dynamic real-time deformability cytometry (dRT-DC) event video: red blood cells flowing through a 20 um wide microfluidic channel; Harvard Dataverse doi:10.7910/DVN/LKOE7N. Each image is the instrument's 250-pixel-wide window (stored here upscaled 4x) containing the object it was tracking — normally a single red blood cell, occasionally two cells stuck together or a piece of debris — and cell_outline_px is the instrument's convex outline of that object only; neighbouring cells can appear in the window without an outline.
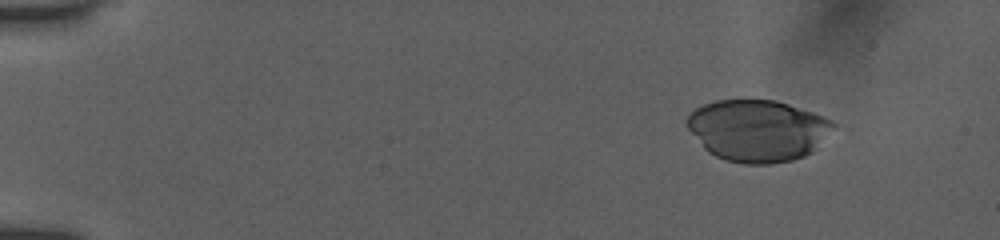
{"species": "human", "species_latin": "Homo sapiens", "temperature_condition": "room temperature", "stored_images_in_passage": 35, "camera_frame_rate_fps": 3000, "um_per_image_px": 0.085, "donor": {"sex": "female"}, "frame": {"image": 1, "passage_image": 5, "time_ms": 2.0, "image_size_px": [1000, 240], "cell_outline_px": [[836, 124], [812, 152], [804, 156], [792, 160], [772, 164], [744, 164], [724, 160], [708, 152], [704, 148], [684, 124], [684, 120], [696, 108], [704, 104], [716, 100], [776, 100], [812, 112], [832, 120]], "centroid_in_image_um": [64.36, 11.1], "position_along_channel_um": 20.6, "area_um2": 52.48}}
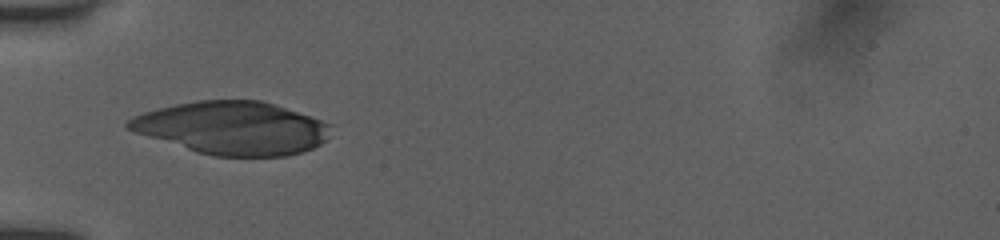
{"frame": {"image": 2, "passage_image": 13, "time_ms": 6.0, "image_size_px": [1000, 240], "cell_outline_px": [[332, 124], [324, 140], [320, 144], [304, 152], [288, 156], [212, 156], [196, 152], [136, 132], [128, 128], [124, 124], [132, 116], [144, 112], [176, 104], [196, 100], [260, 100], [276, 104]], "centroid_in_image_um": [19.76, 10.88], "position_along_channel_um": 65.2, "area_um2": 62.14}}